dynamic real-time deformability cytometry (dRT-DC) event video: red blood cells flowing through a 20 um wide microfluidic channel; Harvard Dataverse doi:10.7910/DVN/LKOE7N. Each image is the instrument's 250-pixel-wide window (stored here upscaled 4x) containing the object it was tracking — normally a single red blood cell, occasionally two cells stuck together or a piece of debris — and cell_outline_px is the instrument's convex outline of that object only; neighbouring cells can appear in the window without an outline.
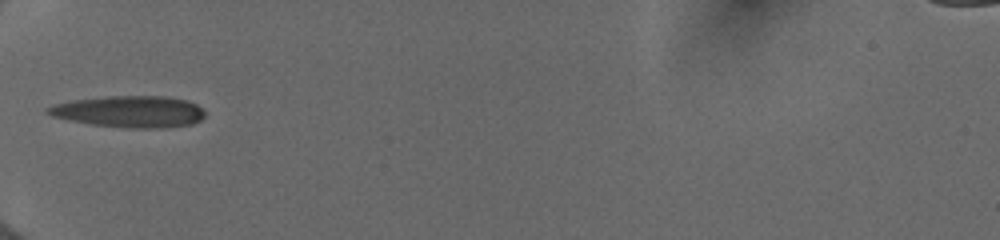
{"species": "human", "species_latin": "Homo sapiens", "temperature_condition": "cold", "stored_images_in_passage": 30, "camera_frame_rate_fps": 3000, "um_per_image_px": 0.085, "donor": {"sex": "female"}, "frame": {"image": 1, "passage_image": 1, "time_ms": 0.0, "image_size_px": [1000, 240], "cell_outline_px": [[204, 116], [200, 120], [192, 124], [164, 128], [128, 128], [92, 124], [68, 120], [52, 116], [44, 112], [44, 108], [56, 104], [76, 100], [108, 96], [164, 96], [188, 100], [196, 104], [204, 112]], "centroid_in_image_um": [11.01, 9.49], "position_along_channel_um": 74.0, "area_um2": 28.84}}
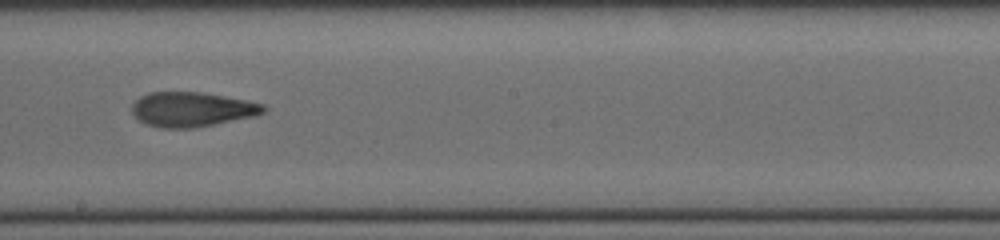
{"frame": {"image": 2, "passage_image": 13, "time_ms": 4.0, "image_size_px": [1000, 240], "cell_outline_px": [[268, 108], [264, 112], [252, 116], [192, 128], [160, 128], [148, 124], [140, 120], [132, 112], [132, 104], [140, 96], [148, 92], [200, 92], [244, 100], [264, 104]], "centroid_in_image_um": [16.28, 9.29], "position_along_channel_um": 231.9, "area_um2": 26.13}}
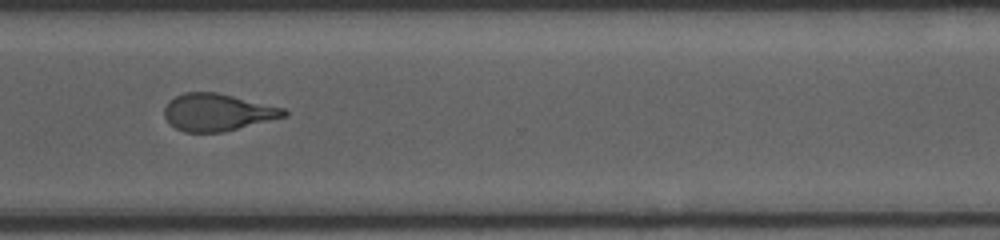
{"frame": {"image": 3, "passage_image": 22, "time_ms": 7.0, "image_size_px": [1000, 240], "cell_outline_px": [[288, 116], [224, 132], [184, 132], [176, 128], [164, 116], [164, 108], [168, 100], [184, 92], [216, 92], [284, 108], [288, 112]], "centroid_in_image_um": [18.49, 9.54], "position_along_channel_um": 352.1, "area_um2": 25.89}, "authors_computed_cell_mechanics": {"area_um2": 26.877, "velocity_mm_per_s": 4.0249, "shape_relaxation_time_tau1_ms": null, "shape_relaxation_time_tau2_ms": 2.1039, "deformation_change_tau1": null, "deformation_change_tau2": 0.1118}}